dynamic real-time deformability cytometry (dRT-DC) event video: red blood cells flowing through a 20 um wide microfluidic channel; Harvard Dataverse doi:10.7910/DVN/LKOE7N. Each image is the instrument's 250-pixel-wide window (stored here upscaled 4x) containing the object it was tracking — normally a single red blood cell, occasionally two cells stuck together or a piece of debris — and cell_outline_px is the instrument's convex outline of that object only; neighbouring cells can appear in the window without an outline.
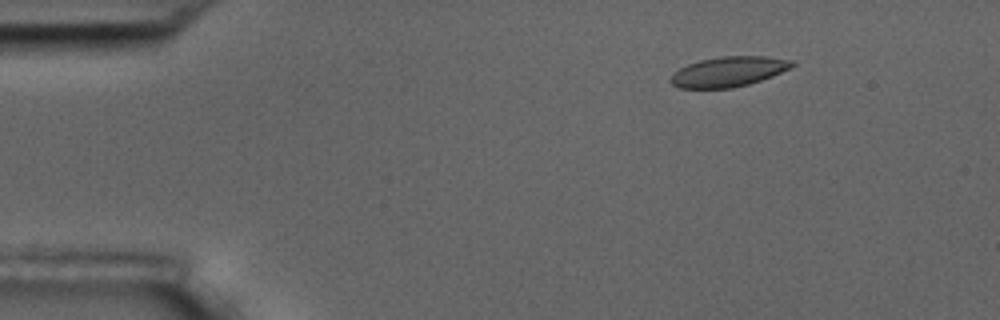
{"species": "common noctule bat (a hibernating species)", "species_latin": "Nyctalus noctula", "temperature_condition": "room temperature", "stored_images_in_passage": 5, "camera_frame_rate_fps": 3000, "um_per_image_px": 0.085, "animal": {"sex": "male", "body_mass_g": 17.5, "forearm_length_mm": 52.3}, "frame": {"image": 1, "passage_image": 2, "time_ms": 1.333, "image_size_px": [1000, 320], "cell_outline_px": [[796, 64], [772, 76], [748, 84], [732, 88], [680, 88], [672, 84], [668, 80], [672, 72], [688, 64], [700, 60], [720, 56], [768, 56], [792, 60]], "centroid_in_image_um": [61.88, 6.08], "position_along_channel_um": 23.1, "area_um2": 21.27}}
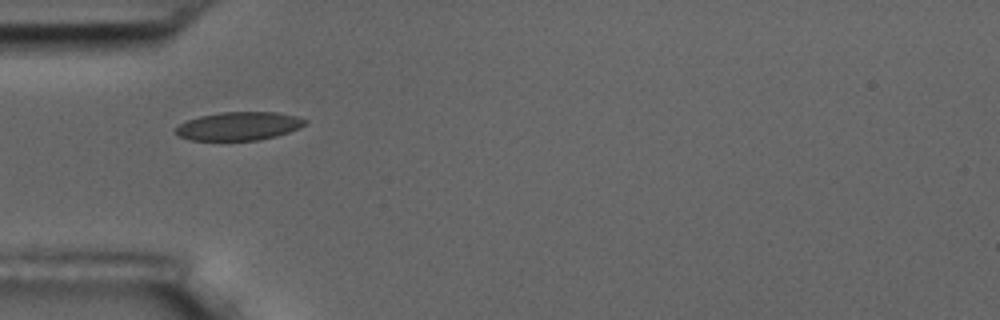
{"frame": {"image": 2, "passage_image": 4, "time_ms": 4.667, "image_size_px": [1000, 320], "cell_outline_px": [[308, 120], [300, 128], [276, 136], [260, 140], [192, 140], [176, 136], [176, 128], [180, 124], [188, 120], [200, 116], [220, 112], [276, 112], [296, 116]], "centroid_in_image_um": [20.3, 10.72], "position_along_channel_um": 64.7, "area_um2": 21.33}}